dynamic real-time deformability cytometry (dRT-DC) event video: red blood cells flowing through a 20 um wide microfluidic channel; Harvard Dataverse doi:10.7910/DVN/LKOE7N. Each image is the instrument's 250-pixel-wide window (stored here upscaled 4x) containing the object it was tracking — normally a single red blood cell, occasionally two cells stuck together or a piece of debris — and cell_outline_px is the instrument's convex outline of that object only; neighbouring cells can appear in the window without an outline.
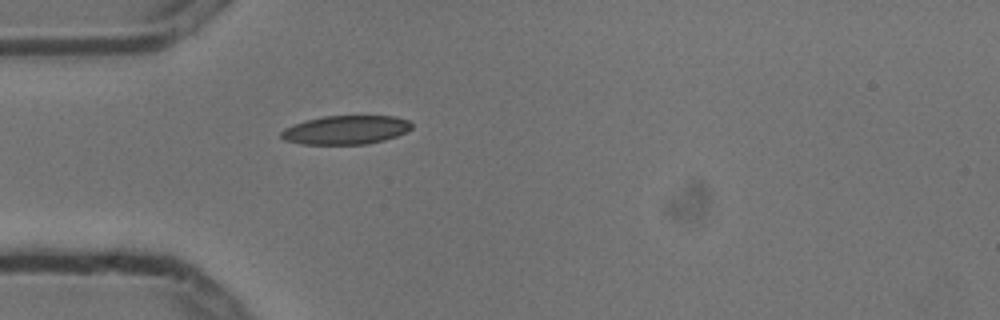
{"species": "common noctule bat (a hibernating species)", "species_latin": "Nyctalus noctula", "temperature_condition": "cold", "stored_images_in_passage": 1, "camera_frame_rate_fps": 3000, "um_per_image_px": 0.085, "animal": {"sex": "male", "body_mass_g": 13.3}, "frame": {"image": 1, "passage_image": 1, "time_ms": 0.0, "image_size_px": [1000, 320], "cell_outline_px": [[412, 128], [396, 136], [384, 140], [368, 144], [300, 144], [284, 140], [280, 136], [280, 132], [284, 128], [304, 120], [324, 116], [396, 116], [408, 120], [412, 124]], "centroid_in_image_um": [29.37, 11.04], "position_along_channel_um": 55.6, "area_um2": 21.96}}